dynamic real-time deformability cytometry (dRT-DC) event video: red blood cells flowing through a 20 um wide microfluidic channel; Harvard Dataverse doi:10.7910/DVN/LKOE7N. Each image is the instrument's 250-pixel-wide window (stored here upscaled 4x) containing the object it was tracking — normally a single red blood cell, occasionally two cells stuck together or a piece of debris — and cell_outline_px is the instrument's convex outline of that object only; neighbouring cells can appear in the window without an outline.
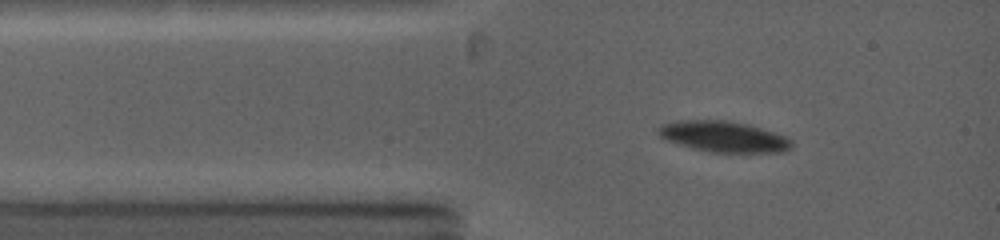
{"species": "common noctule bat (a hibernating species)", "species_latin": "Nyctalus noctula", "temperature_condition": "warm", "stored_images_in_passage": 14, "camera_frame_rate_fps": 5000, "um_per_image_px": 0.085, "animal": {"sex": "female", "body_mass_g": 19.0, "forearm_length_mm": 53.3}, "frame": {"image": 1, "passage_image": 1, "time_ms": 0.0, "image_size_px": [1000, 240], "cell_outline_px": [[792, 148], [784, 152], [712, 152], [692, 148], [668, 140], [660, 136], [656, 132], [660, 124], [676, 120], [728, 120], [748, 124], [776, 132], [792, 140]], "centroid_in_image_um": [61.52, 11.6], "position_along_channel_um": 23.5, "area_um2": 24.1}}
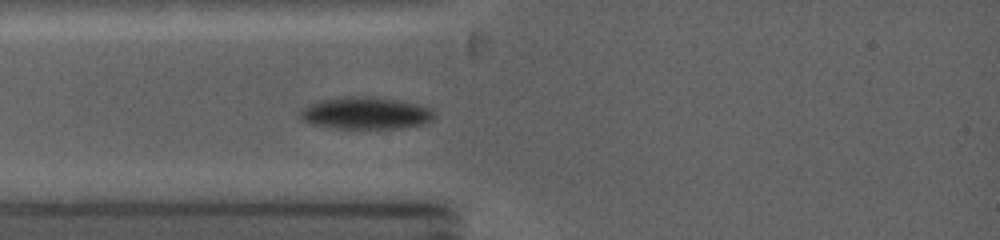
{"frame": {"image": 2, "passage_image": 3, "time_ms": 1.2, "image_size_px": [1000, 240], "cell_outline_px": [[436, 116], [432, 120], [420, 124], [400, 128], [340, 128], [312, 124], [300, 120], [296, 116], [300, 108], [308, 104], [320, 100], [344, 96], [376, 96], [400, 100], [416, 104], [428, 108]], "centroid_in_image_um": [30.99, 9.6], "position_along_channel_um": 54.0, "area_um2": 25.32}}